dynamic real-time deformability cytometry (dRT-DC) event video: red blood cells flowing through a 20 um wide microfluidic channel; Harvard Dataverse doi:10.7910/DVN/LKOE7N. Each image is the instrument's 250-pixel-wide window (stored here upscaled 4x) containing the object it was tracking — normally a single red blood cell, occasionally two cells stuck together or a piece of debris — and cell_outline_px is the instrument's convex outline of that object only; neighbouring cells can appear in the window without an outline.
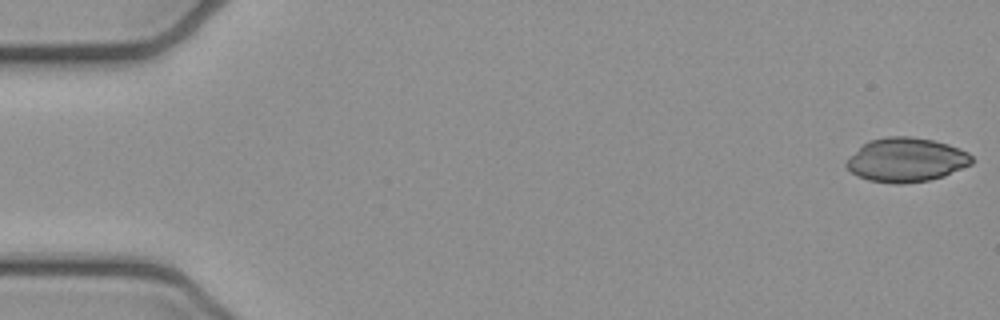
{"species": "common noctule bat (a hibernating species)", "species_latin": "Nyctalus noctula", "temperature_condition": "cold", "stored_images_in_passage": 51, "camera_frame_rate_fps": 3000, "um_per_image_px": 0.085, "animal": {"sex": "female", "body_mass_g": 21.9}, "frame": {"image": 1, "passage_image": 1, "time_ms": 0.0, "image_size_px": [1000, 320], "cell_outline_px": [[972, 164], [944, 176], [928, 180], [904, 184], [892, 184], [868, 180], [856, 176], [844, 164], [848, 156], [868, 140], [888, 136], [908, 136], [932, 140], [948, 144], [968, 152], [972, 156]], "centroid_in_image_um": [76.99, 13.59], "position_along_channel_um": 8.0, "area_um2": 32.43}}